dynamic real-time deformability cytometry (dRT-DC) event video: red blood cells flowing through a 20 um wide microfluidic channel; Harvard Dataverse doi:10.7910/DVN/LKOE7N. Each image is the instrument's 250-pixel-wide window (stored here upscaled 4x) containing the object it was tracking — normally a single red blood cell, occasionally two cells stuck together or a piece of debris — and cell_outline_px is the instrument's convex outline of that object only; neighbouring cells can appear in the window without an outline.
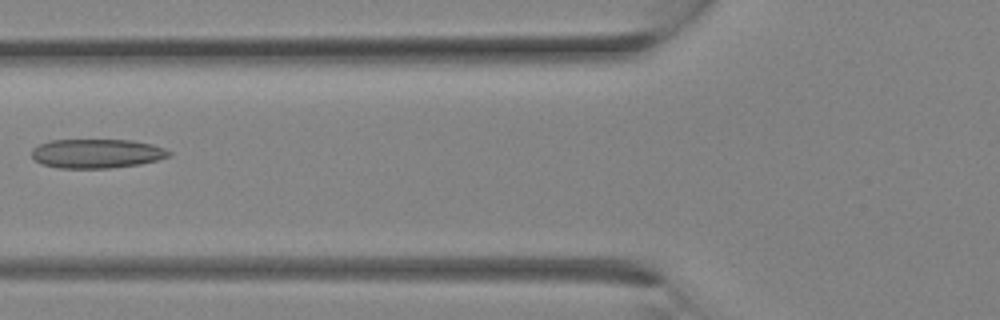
{"species": "Egyptian fruit bat (a non-hibernating species)", "species_latin": "Rousettus aegyptiacus", "temperature_condition": "room temperature", "stored_images_in_passage": 20, "camera_frame_rate_fps": 3000, "um_per_image_px": 0.085, "animal": {"sex": "female"}, "frame": {"image": 1, "passage_image": 12, "time_ms": 3.667, "image_size_px": [1000, 320], "cell_outline_px": [[172, 152], [168, 156], [156, 160], [140, 164], [112, 168], [60, 168], [40, 164], [32, 156], [32, 148], [40, 144], [52, 140], [132, 140], [152, 144], [164, 148]], "centroid_in_image_um": [8.22, 13.05], "position_along_channel_um": 117.6, "area_um2": 23.29}}
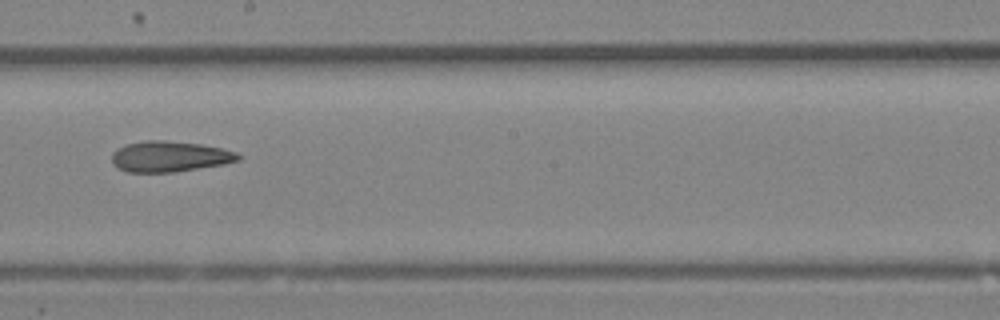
{"frame": {"image": 2, "passage_image": 17, "time_ms": 5.333, "image_size_px": [1000, 320], "cell_outline_px": [[240, 160], [224, 164], [172, 172], [128, 172], [112, 164], [112, 152], [116, 148], [124, 144], [148, 140], [164, 140], [200, 144], [220, 148], [236, 152], [240, 156]], "centroid_in_image_um": [14.38, 13.29], "position_along_channel_um": 233.8, "area_um2": 22.54}}
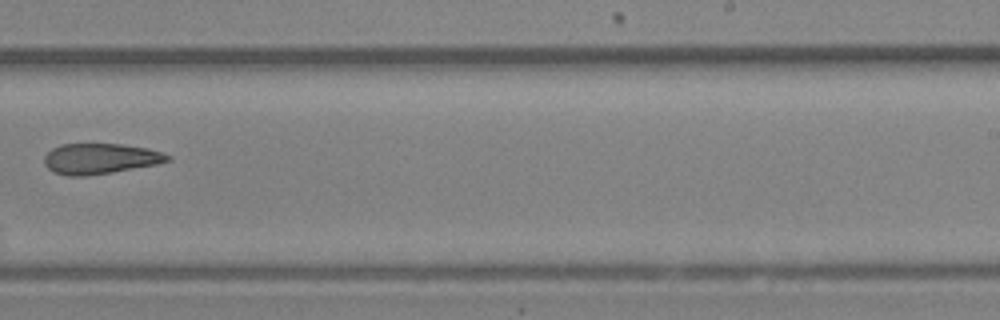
{"frame": {"image": 3, "passage_image": 19, "time_ms": 6.0, "image_size_px": [1000, 320], "cell_outline_px": [[172, 160], [156, 164], [112, 172], [88, 176], [68, 176], [52, 172], [44, 164], [44, 156], [52, 148], [60, 144], [120, 144], [148, 148], [172, 156]], "centroid_in_image_um": [8.49, 13.49], "position_along_channel_um": 280.5, "area_um2": 22.02}}